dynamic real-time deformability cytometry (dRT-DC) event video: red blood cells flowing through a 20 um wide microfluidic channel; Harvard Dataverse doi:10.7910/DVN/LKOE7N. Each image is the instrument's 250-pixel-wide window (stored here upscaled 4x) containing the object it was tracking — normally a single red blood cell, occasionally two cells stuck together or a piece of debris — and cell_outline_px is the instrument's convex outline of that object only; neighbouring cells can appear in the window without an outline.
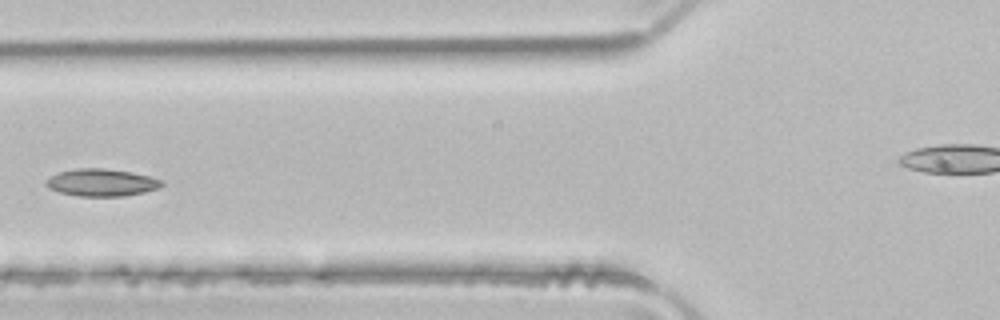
{"species": "common noctule bat (a hibernating species)", "species_latin": "Nyctalus noctula", "temperature_condition": "room temperature", "stored_images_in_passage": 6, "camera_frame_rate_fps": 3000, "um_per_image_px": 0.085, "animal": {"sex": "male", "body_mass_g": 21.5, "forearm_length_mm": 52.0}, "frame": {"image": 1, "passage_image": 5, "time_ms": 1.333, "image_size_px": [1000, 320], "cell_outline_px": [[164, 184], [160, 188], [144, 192], [124, 196], [80, 196], [60, 192], [48, 188], [44, 184], [52, 176], [60, 172], [76, 168], [104, 168], [128, 172], [148, 176], [164, 180]], "centroid_in_image_um": [8.66, 15.52], "position_along_channel_um": 117.1, "area_um2": 18.26}}
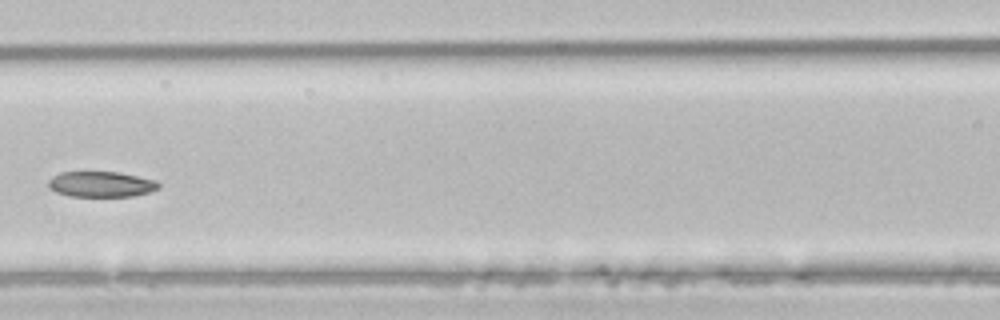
{"frame": {"image": 2, "passage_image": 6, "time_ms": 1.667, "image_size_px": [1000, 320], "cell_outline_px": [[160, 188], [148, 192], [132, 196], [68, 196], [56, 192], [48, 188], [48, 180], [52, 176], [60, 172], [120, 172], [156, 180], [160, 184]], "centroid_in_image_um": [8.57, 15.65], "position_along_channel_um": 158.0, "area_um2": 16.53}}